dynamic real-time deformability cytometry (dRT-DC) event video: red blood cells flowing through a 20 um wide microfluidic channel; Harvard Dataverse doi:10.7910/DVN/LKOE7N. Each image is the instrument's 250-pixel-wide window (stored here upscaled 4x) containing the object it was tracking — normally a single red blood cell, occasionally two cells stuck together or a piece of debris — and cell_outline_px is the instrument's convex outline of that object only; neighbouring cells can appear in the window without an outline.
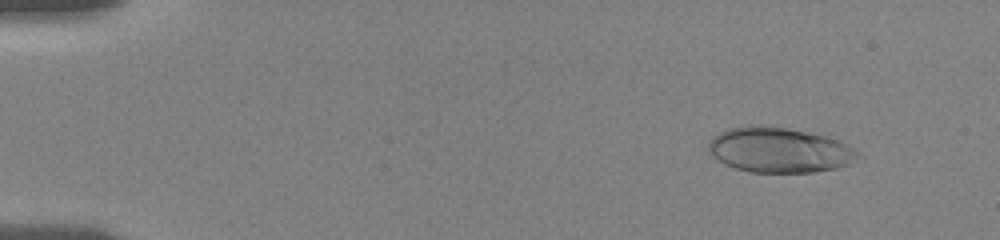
{"species": "human", "species_latin": "Homo sapiens", "temperature_condition": "room temperature", "stored_images_in_passage": 56, "camera_frame_rate_fps": 3000, "um_per_image_px": 0.085, "donor": {"sex": "female"}, "frame": {"image": 1, "passage_image": 6, "time_ms": 1.667, "image_size_px": [1000, 240], "cell_outline_px": [[856, 156], [848, 164], [836, 168], [816, 172], [748, 172], [724, 164], [712, 156], [708, 152], [708, 144], [720, 132], [728, 128], [748, 124], [760, 124], [784, 128], [824, 136], [836, 140], [852, 148], [856, 152]], "centroid_in_image_um": [66.14, 12.75], "position_along_channel_um": 18.9, "area_um2": 38.78}}
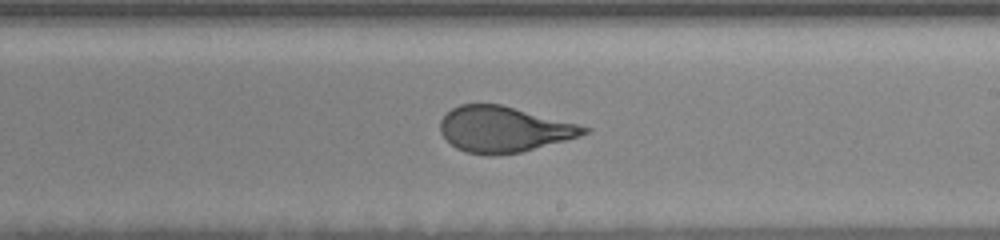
{"frame": {"image": 2, "passage_image": 34, "time_ms": 11.0, "image_size_px": [1000, 240], "cell_outline_px": [[592, 128], [588, 132], [580, 136], [520, 152], [492, 156], [488, 156], [464, 152], [456, 148], [440, 132], [440, 120], [452, 108], [460, 104], [500, 104]], "centroid_in_image_um": [42.78, 11.0], "position_along_channel_um": 246.2, "area_um2": 37.97}}
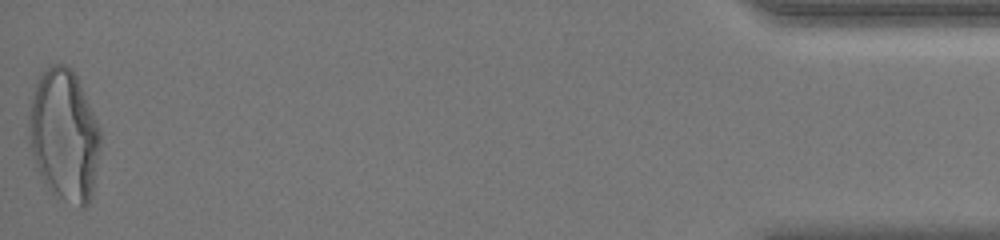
{"frame": {"image": 3, "passage_image": 56, "time_ms": 18.333, "image_size_px": [1000, 240], "cell_outline_px": [[100, 148], [92, 192], [88, 204], [84, 208], [80, 208], [52, 192], [48, 188], [40, 176], [28, 140], [28, 116], [36, 84], [40, 72], [52, 64], [64, 64], [72, 68], [76, 76], [100, 128]], "centroid_in_image_um": [5.44, 11.48], "position_along_channel_um": 429.8, "area_um2": 54.62}, "authors_computed_cell_mechanics": {"area_um2": 39.4774, "velocity_mm_per_s": 3.633, "shape_relaxation_time_tau1_ms": 5.3362, "shape_relaxation_time_tau2_ms": null, "deformation_change_tau1": 0.1982, "deformation_change_tau2": null}}